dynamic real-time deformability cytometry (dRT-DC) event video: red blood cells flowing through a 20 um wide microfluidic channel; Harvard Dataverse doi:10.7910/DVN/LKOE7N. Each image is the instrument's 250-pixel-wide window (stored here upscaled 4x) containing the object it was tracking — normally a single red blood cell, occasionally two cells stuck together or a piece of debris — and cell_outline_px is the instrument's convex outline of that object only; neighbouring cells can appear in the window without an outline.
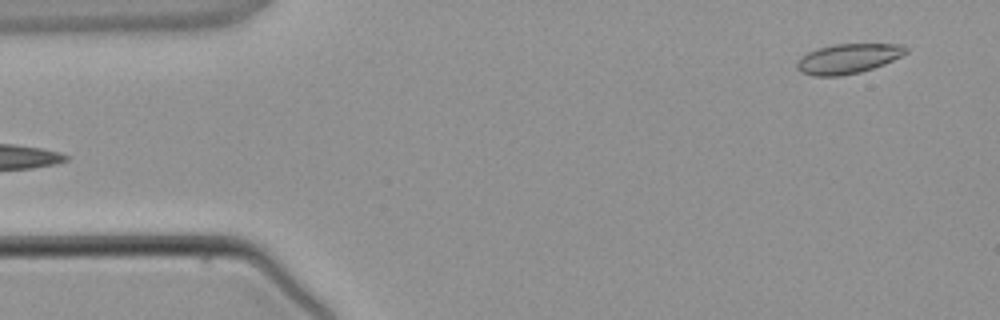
{"species": "common noctule bat (a hibernating species)", "species_latin": "Nyctalus noctula", "temperature_condition": "warm", "stored_images_in_passage": 3, "segment_of_instrument_passage": [2, 2], "camera_frame_rate_fps": 3000, "um_per_image_px": 0.085, "animal": {"sex": "male", "body_mass_g": 21.5, "forearm_length_mm": 52.0}, "frame": {"image": 1, "passage_image": 3, "time_ms": 2.667, "image_size_px": [1000, 320], "cell_outline_px": [[908, 52], [884, 64], [860, 72], [840, 76], [816, 76], [800, 72], [796, 68], [796, 64], [808, 52], [832, 44], [904, 44], [908, 48]], "centroid_in_image_um": [72.11, 4.98], "position_along_channel_um": 12.9, "area_um2": 18.73}}